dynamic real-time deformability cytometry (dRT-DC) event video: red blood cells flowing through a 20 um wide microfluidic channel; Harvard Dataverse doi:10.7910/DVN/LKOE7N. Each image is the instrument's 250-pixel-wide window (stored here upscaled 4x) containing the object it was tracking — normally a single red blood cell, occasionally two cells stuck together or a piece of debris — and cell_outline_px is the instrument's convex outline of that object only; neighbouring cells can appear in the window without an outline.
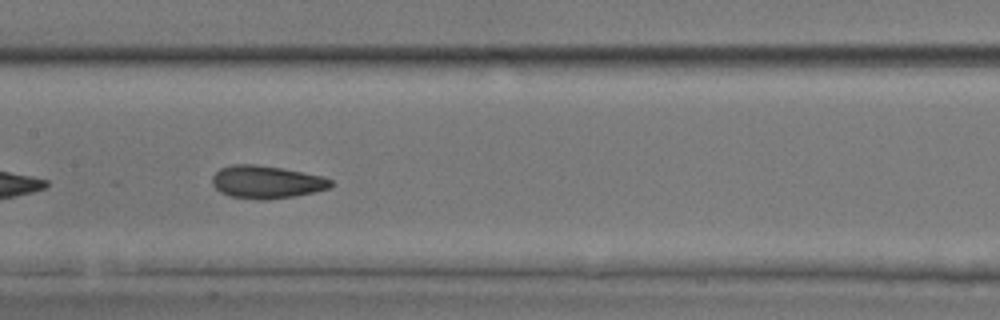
{"species": "common noctule bat (a hibernating species)", "species_latin": "Nyctalus noctula", "temperature_condition": "room temperature", "stored_images_in_passage": 36, "camera_frame_rate_fps": 3000, "um_per_image_px": 0.085, "animal": {"sex": "male", "body_mass_g": 17.9, "forearm_length_mm": 54.2}, "frame": {"image": 1, "passage_image": 26, "time_ms": 8.333, "image_size_px": [1000, 320], "cell_outline_px": [[332, 184], [328, 188], [296, 196], [268, 200], [256, 200], [232, 196], [220, 192], [212, 184], [212, 176], [220, 168], [232, 164], [256, 164], [280, 168], [324, 176], [332, 180]], "centroid_in_image_um": [22.63, 15.47], "position_along_channel_um": 184.8, "area_um2": 22.66}}